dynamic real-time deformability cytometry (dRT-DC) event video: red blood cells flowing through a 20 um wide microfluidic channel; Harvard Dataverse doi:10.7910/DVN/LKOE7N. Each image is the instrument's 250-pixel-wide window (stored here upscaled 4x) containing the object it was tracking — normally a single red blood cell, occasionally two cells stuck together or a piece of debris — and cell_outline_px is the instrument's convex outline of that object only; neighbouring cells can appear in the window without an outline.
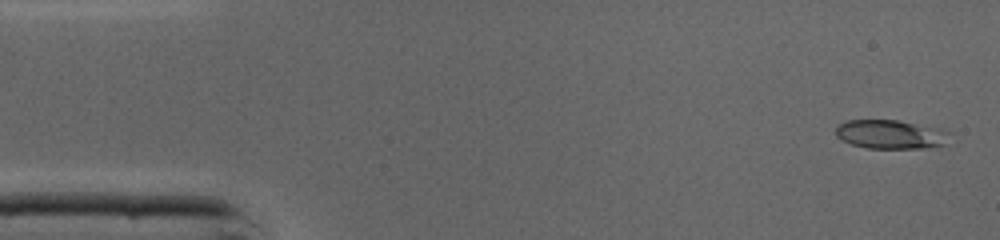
{"species": "common noctule bat (a hibernating species)", "species_latin": "Nyctalus noctula", "temperature_condition": "cold", "stored_images_in_passage": 45, "camera_frame_rate_fps": 3000, "um_per_image_px": 0.085, "animal": {"sex": "male", "body_mass_g": 19.0, "forearm_length_mm": 50.8}, "frame": {"image": 1, "passage_image": 2, "time_ms": 0.333, "image_size_px": [1000, 240], "cell_outline_px": [[948, 132], [944, 144], [924, 148], [868, 148], [852, 144], [836, 136], [836, 128], [844, 120], [896, 120], [940, 128]], "centroid_in_image_um": [75.66, 11.41], "position_along_channel_um": 9.3, "area_um2": 18.84}}
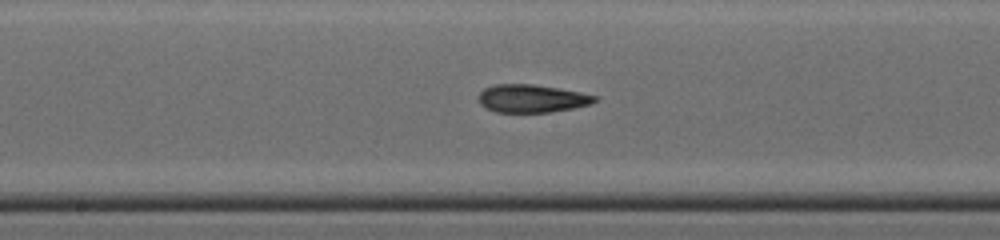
{"frame": {"image": 2, "passage_image": 23, "time_ms": 7.333, "image_size_px": [1000, 240], "cell_outline_px": [[596, 100], [592, 104], [572, 108], [548, 112], [496, 112], [480, 104], [480, 92], [484, 88], [496, 84], [532, 84], [580, 92], [596, 96]], "centroid_in_image_um": [45.2, 8.37], "position_along_channel_um": 203.0, "area_um2": 18.61}}
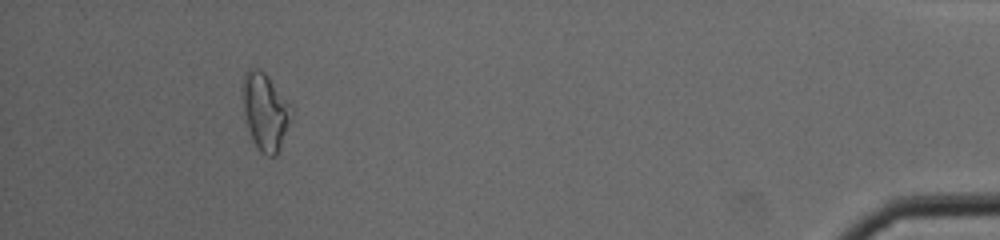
{"frame": {"image": 3, "passage_image": 42, "time_ms": 13.667, "image_size_px": [1000, 240], "cell_outline_px": [[288, 120], [280, 144], [276, 152], [272, 156], [268, 156], [260, 152], [252, 140], [248, 128], [244, 112], [244, 72], [248, 68], [260, 68], [264, 72], [288, 100]], "centroid_in_image_um": [22.48, 9.43], "position_along_channel_um": 412.7, "area_um2": 20.69}, "authors_computed_cell_mechanics": {"area_um2": 19.0162, "velocity_mm_per_s": 4.3877, "shape_relaxation_time_tau1_ms": 9.2336, "shape_relaxation_time_tau2_ms": 2.8199, "deformation_change_tau1": 0.2127, "deformation_change_tau2": 0.1107}}